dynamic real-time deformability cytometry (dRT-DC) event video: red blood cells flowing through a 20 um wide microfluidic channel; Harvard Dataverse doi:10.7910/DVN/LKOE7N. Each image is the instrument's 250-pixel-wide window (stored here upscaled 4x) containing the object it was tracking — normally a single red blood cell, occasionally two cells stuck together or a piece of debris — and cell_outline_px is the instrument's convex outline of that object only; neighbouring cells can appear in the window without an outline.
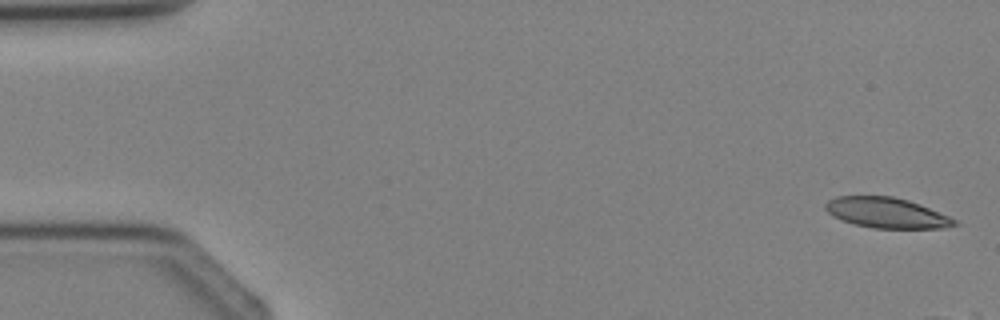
{"species": "Egyptian fruit bat (a non-hibernating species)", "species_latin": "Rousettus aegyptiacus", "temperature_condition": "cold", "stored_images_in_passage": 6, "camera_frame_rate_fps": 3000, "um_per_image_px": 0.085, "animal": {"sex": "female"}, "frame": {"image": 1, "passage_image": 1, "time_ms": 0.0, "image_size_px": [1000, 320], "cell_outline_px": [[960, 224], [944, 228], [872, 228], [840, 220], [832, 216], [824, 208], [824, 204], [828, 200], [836, 196], [892, 196], [908, 200], [920, 204], [948, 216], [956, 220]], "centroid_in_image_um": [75.33, 18.09], "position_along_channel_um": 9.7, "area_um2": 22.89}}
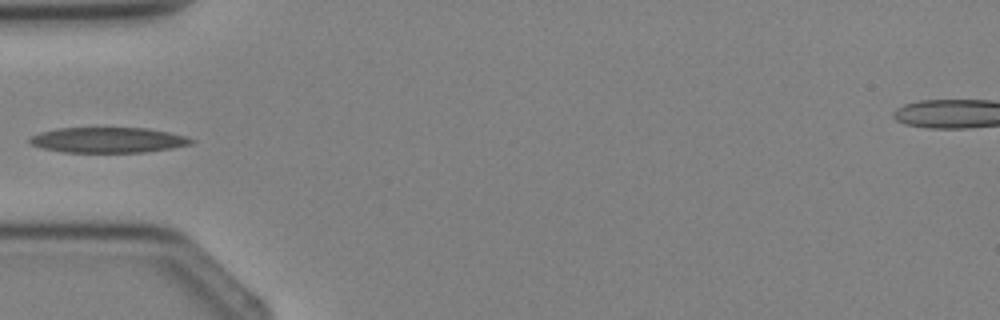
{"frame": {"image": 2, "passage_image": 6, "time_ms": 5.667, "image_size_px": [1000, 320], "cell_outline_px": [[196, 140], [192, 144], [172, 148], [144, 152], [64, 152], [40, 148], [28, 144], [28, 136], [40, 132], [56, 128], [148, 128], [168, 132], [184, 136]], "centroid_in_image_um": [9.12, 11.9], "position_along_channel_um": 75.9, "area_um2": 24.1}}